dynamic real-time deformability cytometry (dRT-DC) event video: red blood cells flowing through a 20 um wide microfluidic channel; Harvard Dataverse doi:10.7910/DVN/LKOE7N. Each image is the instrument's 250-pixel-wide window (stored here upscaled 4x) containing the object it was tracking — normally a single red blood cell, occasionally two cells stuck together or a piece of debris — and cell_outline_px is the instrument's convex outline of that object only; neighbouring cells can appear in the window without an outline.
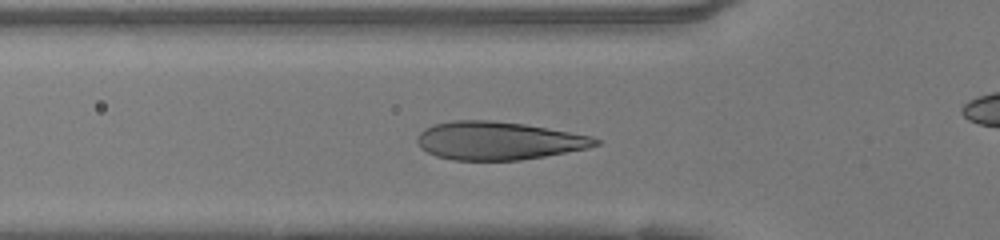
{"species": "human", "species_latin": "Homo sapiens", "temperature_condition": "warm", "stored_images_in_passage": 35, "camera_frame_rate_fps": 3000, "um_per_image_px": 0.085, "donor": {"sex": "female"}, "frame": {"image": 1, "passage_image": 11, "time_ms": 3.333, "image_size_px": [1000, 240], "cell_outline_px": [[600, 144], [588, 148], [544, 156], [520, 160], [452, 160], [436, 156], [420, 148], [416, 144], [416, 136], [424, 128], [436, 124], [452, 120], [492, 120], [524, 124], [592, 136], [600, 140]], "centroid_in_image_um": [42.32, 11.96], "position_along_channel_um": 83.5, "area_um2": 39.65}}
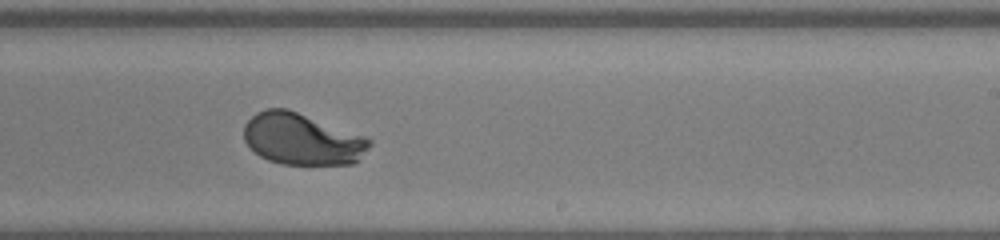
{"frame": {"image": 2, "passage_image": 24, "time_ms": 7.667, "image_size_px": [1000, 240], "cell_outline_px": [[372, 144], [356, 164], [280, 164], [268, 160], [260, 156], [244, 140], [244, 124], [256, 112], [264, 108], [288, 108], [364, 136], [372, 140]], "centroid_in_image_um": [25.68, 11.82], "position_along_channel_um": 263.3, "area_um2": 37.86}}
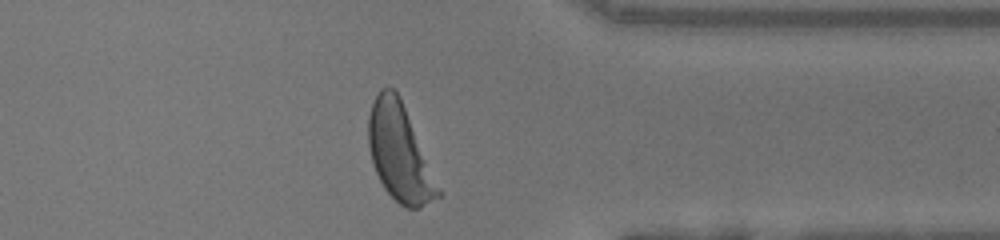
{"frame": {"image": 3, "passage_image": 33, "time_ms": 10.667, "image_size_px": [1000, 240], "cell_outline_px": [[444, 192], [440, 196], [420, 208], [408, 208], [400, 204], [384, 188], [376, 172], [372, 160], [368, 144], [368, 116], [372, 104], [380, 88], [392, 88], [400, 96]], "centroid_in_image_um": [34.01, 13.0], "position_along_channel_um": 377.4, "area_um2": 39.54}}